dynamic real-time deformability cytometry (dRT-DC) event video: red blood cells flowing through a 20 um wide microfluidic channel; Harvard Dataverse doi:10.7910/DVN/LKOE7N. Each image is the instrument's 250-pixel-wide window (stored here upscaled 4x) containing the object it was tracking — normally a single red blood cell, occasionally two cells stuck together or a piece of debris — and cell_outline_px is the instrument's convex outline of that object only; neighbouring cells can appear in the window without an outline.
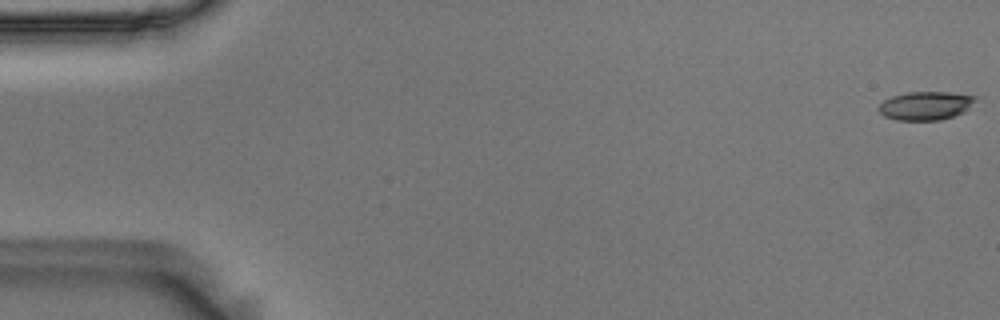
{"species": "Egyptian fruit bat (a non-hibernating species)", "species_latin": "Rousettus aegyptiacus", "temperature_condition": "room temperature", "stored_images_in_passage": 56, "camera_frame_rate_fps": 3000, "um_per_image_px": 0.085, "animal": {"sex": "male"}, "frame": {"image": 1, "passage_image": 1, "time_ms": 0.0, "image_size_px": [1000, 320], "cell_outline_px": [[976, 100], [964, 112], [940, 120], [896, 120], [884, 116], [876, 108], [884, 100], [892, 96], [908, 92], [948, 92], [976, 96]], "centroid_in_image_um": [78.65, 8.98], "position_along_channel_um": 6.4, "area_um2": 16.01}}
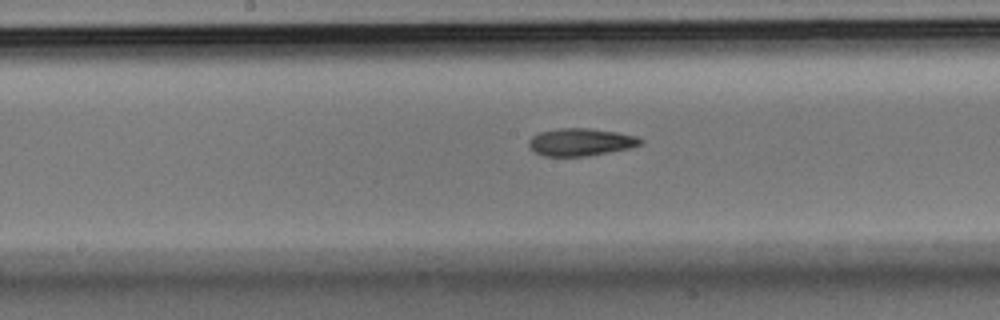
{"frame": {"image": 2, "passage_image": 29, "time_ms": 9.333, "image_size_px": [1000, 320], "cell_outline_px": [[644, 144], [632, 148], [588, 156], [544, 156], [528, 148], [528, 140], [532, 136], [540, 132], [560, 128], [588, 128], [616, 132], [636, 136], [644, 140]], "centroid_in_image_um": [49.38, 12.08], "position_along_channel_um": 198.8, "area_um2": 18.09}}
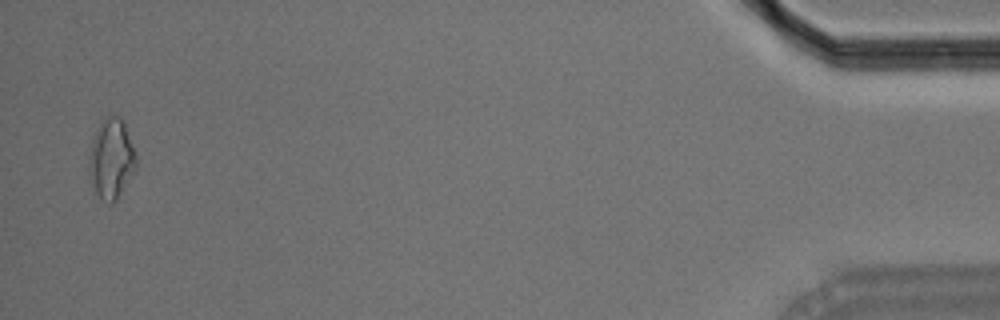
{"frame": {"image": 3, "passage_image": 55, "time_ms": 18.0, "image_size_px": [1000, 320], "cell_outline_px": [[136, 168], [116, 200], [112, 204], [108, 204], [92, 192], [88, 172], [88, 164], [92, 136], [100, 120], [104, 116], [120, 116], [124, 120], [136, 156]], "centroid_in_image_um": [9.42, 13.49], "position_along_channel_um": 425.8, "area_um2": 22.54}, "authors_computed_cell_mechanics": {"area_um2": 17.7157, "velocity_mm_per_s": 3.616, "shape_relaxation_time_tau1_ms": 6.7113, "shape_relaxation_time_tau2_ms": null, "deformation_change_tau1": 0.1672, "deformation_change_tau2": null}}